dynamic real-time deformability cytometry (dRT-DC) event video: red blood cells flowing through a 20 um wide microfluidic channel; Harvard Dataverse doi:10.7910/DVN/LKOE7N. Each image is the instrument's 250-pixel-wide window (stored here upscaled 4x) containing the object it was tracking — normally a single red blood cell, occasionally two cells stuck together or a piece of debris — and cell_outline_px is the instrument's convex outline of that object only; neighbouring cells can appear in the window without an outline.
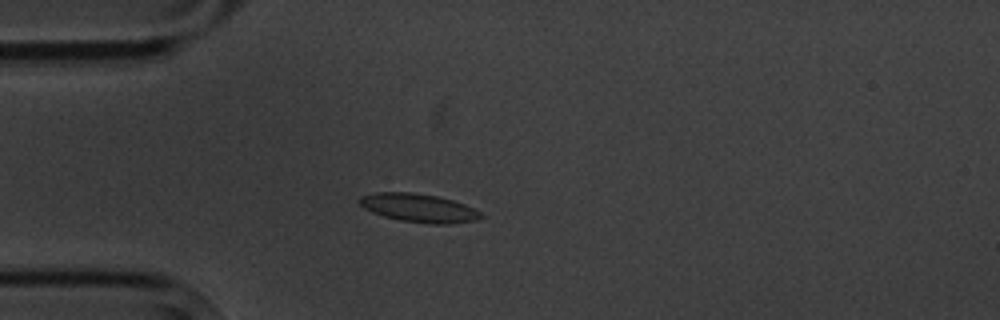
{"species": "common noctule bat (a hibernating species)", "species_latin": "Nyctalus noctula", "temperature_condition": "cold", "stored_images_in_passage": 4, "camera_frame_rate_fps": 3000, "um_per_image_px": 0.085, "animal": {"sex": "male", "body_mass_g": 20.1, "forearm_length_mm": 53.5}, "frame": {"image": 1, "passage_image": 4, "time_ms": 3.667, "image_size_px": [1000, 320], "cell_outline_px": [[484, 216], [476, 220], [448, 224], [428, 224], [400, 220], [384, 216], [372, 212], [364, 208], [356, 200], [360, 196], [376, 192], [412, 192], [440, 196], [464, 204], [480, 212]], "centroid_in_image_um": [35.57, 17.67], "position_along_channel_um": 49.4, "area_um2": 20.23}}